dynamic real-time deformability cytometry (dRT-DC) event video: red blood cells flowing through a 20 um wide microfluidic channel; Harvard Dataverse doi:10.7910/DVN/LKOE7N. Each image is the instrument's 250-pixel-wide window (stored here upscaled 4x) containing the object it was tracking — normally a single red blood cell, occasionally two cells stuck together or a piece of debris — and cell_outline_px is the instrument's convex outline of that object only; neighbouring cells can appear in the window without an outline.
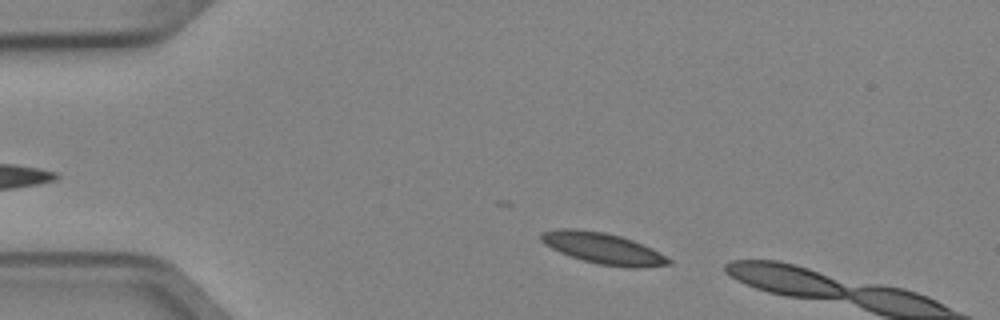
{"species": "Egyptian fruit bat (a non-hibernating species)", "species_latin": "Rousettus aegyptiacus", "temperature_condition": "cold", "stored_images_in_passage": 3, "camera_frame_rate_fps": 3000, "um_per_image_px": 0.085, "animal": {"sex": "female"}, "frame": {"image": 1, "passage_image": 1, "time_ms": 0.0, "image_size_px": [1000, 320], "cell_outline_px": [[672, 264], [596, 264], [560, 252], [544, 244], [540, 240], [540, 232], [560, 228], [572, 228], [604, 232], [620, 236], [632, 240], [652, 248], [672, 260]], "centroid_in_image_um": [51.11, 21.03], "position_along_channel_um": 33.9, "area_um2": 21.91}}